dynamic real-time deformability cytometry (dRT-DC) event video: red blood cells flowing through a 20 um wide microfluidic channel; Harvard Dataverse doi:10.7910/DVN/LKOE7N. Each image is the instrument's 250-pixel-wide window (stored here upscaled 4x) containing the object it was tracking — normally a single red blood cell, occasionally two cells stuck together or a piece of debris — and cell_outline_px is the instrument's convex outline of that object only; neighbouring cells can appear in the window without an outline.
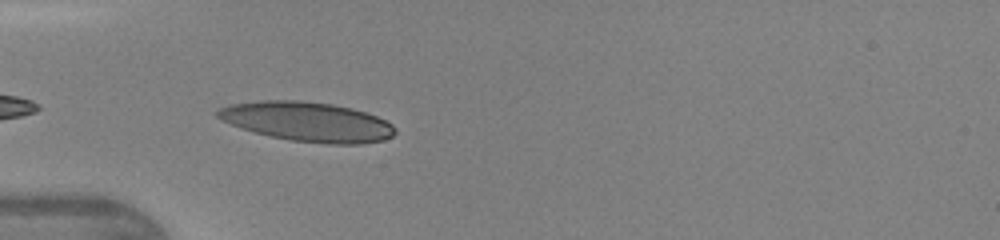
{"species": "human", "species_latin": "Homo sapiens", "temperature_condition": "warm", "stored_images_in_passage": 14, "camera_frame_rate_fps": 3000, "um_per_image_px": 0.085, "donor": {"sex": "female"}, "frame": {"image": 1, "passage_image": 11, "time_ms": 3.333, "image_size_px": [1000, 240], "cell_outline_px": [[396, 132], [392, 136], [384, 140], [360, 144], [328, 144], [292, 140], [272, 136], [256, 132], [232, 124], [216, 116], [216, 112], [220, 108], [232, 104], [260, 100], [300, 100], [332, 104], [352, 108], [376, 116], [392, 124], [396, 128]], "centroid_in_image_um": [26.18, 10.34], "position_along_channel_um": 58.8, "area_um2": 40.46}}
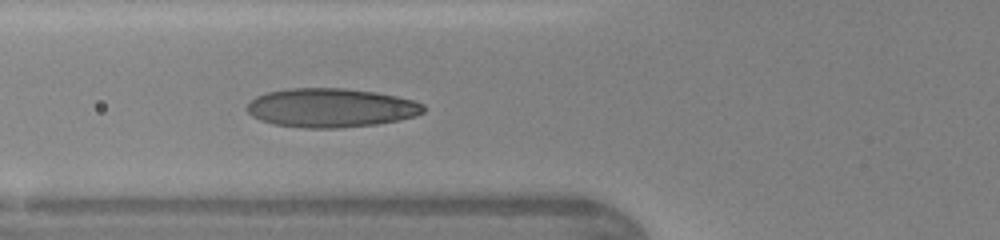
{"frame": {"image": 2, "passage_image": 14, "time_ms": 4.333, "image_size_px": [1000, 240], "cell_outline_px": [[424, 112], [416, 116], [400, 120], [376, 124], [340, 128], [308, 128], [272, 124], [260, 120], [252, 116], [248, 112], [248, 104], [256, 96], [268, 92], [288, 88], [344, 88], [376, 92], [396, 96], [412, 100], [424, 104]], "centroid_in_image_um": [28.14, 9.16], "position_along_channel_um": 97.7, "area_um2": 40.11}}